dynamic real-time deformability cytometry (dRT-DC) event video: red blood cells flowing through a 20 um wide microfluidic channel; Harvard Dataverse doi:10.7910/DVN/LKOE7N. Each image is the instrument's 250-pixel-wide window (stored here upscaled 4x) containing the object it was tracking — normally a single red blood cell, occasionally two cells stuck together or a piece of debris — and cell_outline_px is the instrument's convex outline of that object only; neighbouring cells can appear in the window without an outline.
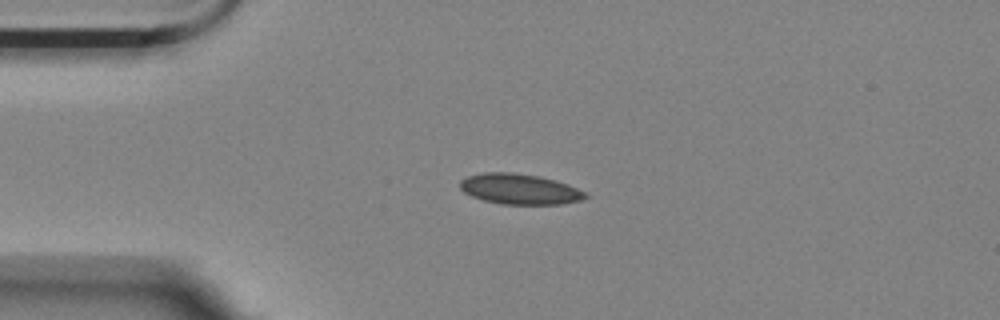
{"species": "Egyptian fruit bat (a non-hibernating species)", "species_latin": "Rousettus aegyptiacus", "temperature_condition": "room temperature", "stored_images_in_passage": 3, "camera_frame_rate_fps": 3000, "um_per_image_px": 0.085, "animal": {"sex": "female"}, "frame": {"image": 1, "passage_image": 1, "time_ms": 0.0, "image_size_px": [1000, 320], "cell_outline_px": [[588, 196], [580, 200], [560, 204], [500, 204], [484, 200], [472, 196], [464, 192], [460, 188], [460, 180], [468, 176], [484, 172], [512, 172], [540, 176], [556, 180], [568, 184], [588, 192]], "centroid_in_image_um": [44.19, 16.06], "position_along_channel_um": 40.8, "area_um2": 22.37}}
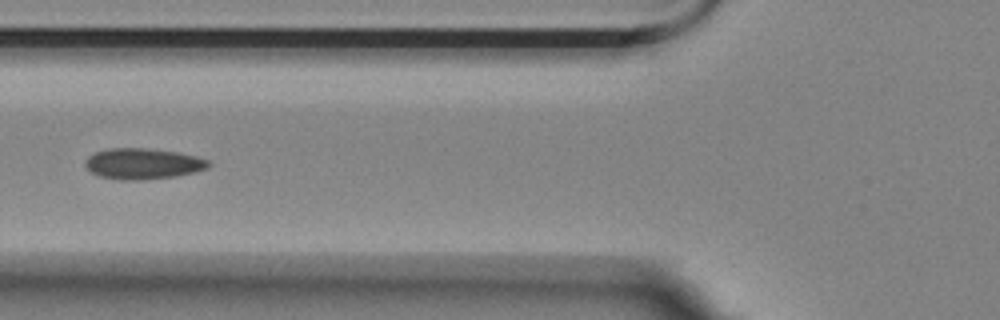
{"frame": {"image": 2, "passage_image": 3, "time_ms": 2.667, "image_size_px": [1000, 320], "cell_outline_px": [[212, 164], [208, 168], [196, 172], [176, 176], [136, 180], [120, 180], [100, 176], [92, 172], [84, 164], [84, 160], [88, 156], [96, 152], [108, 148], [148, 148], [176, 152], [196, 156], [208, 160]], "centroid_in_image_um": [12.16, 13.91], "position_along_channel_um": 113.6, "area_um2": 22.2}}